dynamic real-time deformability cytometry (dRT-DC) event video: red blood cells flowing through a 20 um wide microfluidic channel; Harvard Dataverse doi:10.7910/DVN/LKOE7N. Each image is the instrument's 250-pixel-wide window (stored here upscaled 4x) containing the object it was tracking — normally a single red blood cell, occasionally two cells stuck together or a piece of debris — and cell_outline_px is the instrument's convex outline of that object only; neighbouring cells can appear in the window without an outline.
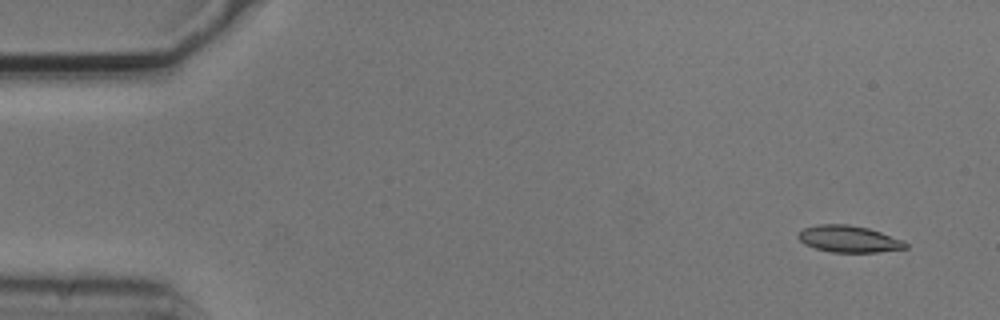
{"species": "common noctule bat (a hibernating species)", "species_latin": "Nyctalus noctula", "temperature_condition": "cold", "stored_images_in_passage": 10, "camera_frame_rate_fps": 3000, "um_per_image_px": 0.085, "animal": {"sex": "male", "body_mass_g": 20.5, "forearm_length_mm": 52.5}, "frame": {"image": 1, "passage_image": 1, "time_ms": 0.0, "image_size_px": [1000, 320], "cell_outline_px": [[908, 248], [876, 252], [832, 252], [816, 248], [804, 244], [796, 236], [804, 228], [816, 224], [848, 224], [868, 228], [904, 240], [908, 244]], "centroid_in_image_um": [72.16, 20.31], "position_along_channel_um": 12.8, "area_um2": 16.7}}
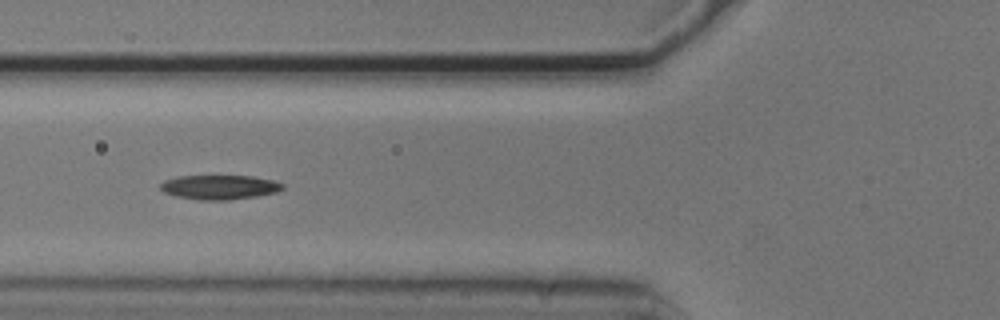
{"frame": {"image": 2, "passage_image": 5, "time_ms": 1.333, "image_size_px": [1000, 320], "cell_outline_px": [[284, 188], [276, 192], [256, 196], [228, 200], [196, 200], [176, 196], [164, 192], [160, 188], [160, 184], [164, 180], [176, 176], [252, 176], [272, 180], [284, 184]], "centroid_in_image_um": [18.63, 15.91], "position_along_channel_um": 107.2, "area_um2": 17.4}}
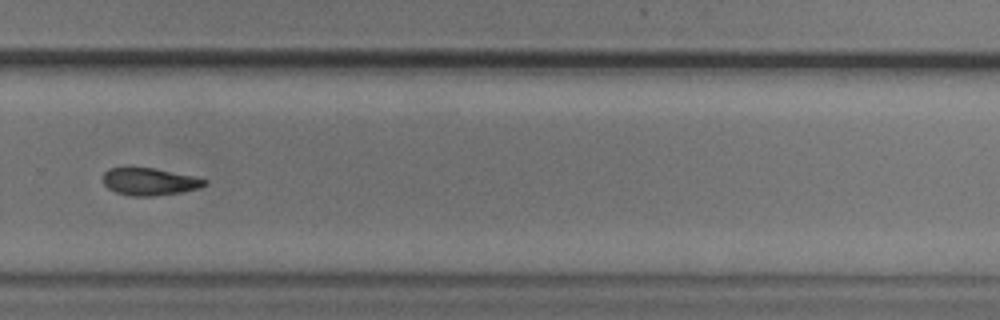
{"frame": {"image": 3, "passage_image": 10, "time_ms": 3.0, "image_size_px": [1000, 320], "cell_outline_px": [[208, 184], [200, 188], [180, 192], [152, 196], [128, 196], [116, 192], [108, 188], [104, 184], [104, 172], [108, 168], [152, 168], [192, 176], [208, 180]], "centroid_in_image_um": [12.71, 15.45], "position_along_channel_um": 317.1, "area_um2": 16.01}}